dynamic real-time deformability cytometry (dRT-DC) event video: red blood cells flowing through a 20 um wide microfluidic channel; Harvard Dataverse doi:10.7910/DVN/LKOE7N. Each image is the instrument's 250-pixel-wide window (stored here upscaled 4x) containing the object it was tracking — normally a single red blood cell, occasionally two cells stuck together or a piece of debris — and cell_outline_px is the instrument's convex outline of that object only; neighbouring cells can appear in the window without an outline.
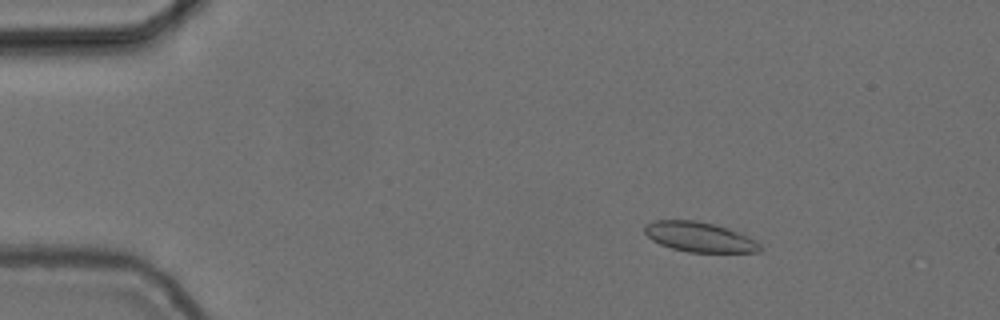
{"species": "common noctule bat (a hibernating species)", "species_latin": "Nyctalus noctula", "temperature_condition": "cold", "stored_images_in_passage": 38, "camera_frame_rate_fps": 3000, "um_per_image_px": 0.085, "animal": {"sex": "female", "body_mass_g": 24.6, "forearm_length_mm": 56.2}, "frame": {"image": 1, "passage_image": 4, "time_ms": 1.0, "image_size_px": [1000, 320], "cell_outline_px": [[760, 252], [688, 252], [672, 248], [660, 244], [652, 240], [644, 232], [644, 224], [656, 220], [696, 220], [728, 228], [740, 232], [756, 240], [760, 244]], "centroid_in_image_um": [59.45, 20.14], "position_along_channel_um": 25.6, "area_um2": 20.11}}
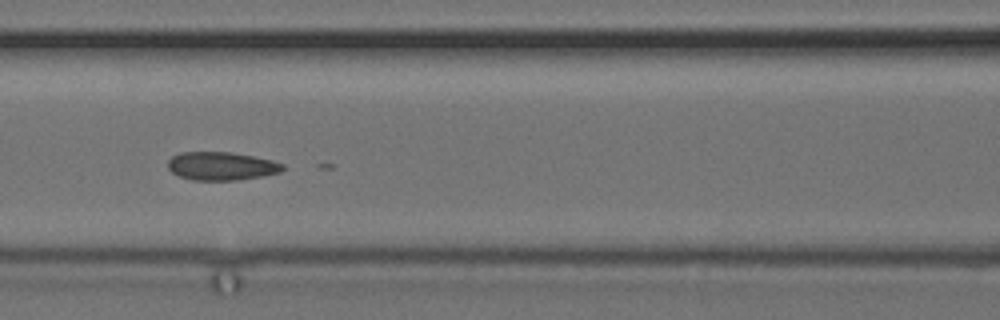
{"frame": {"image": 2, "passage_image": 20, "time_ms": 6.333, "image_size_px": [1000, 320], "cell_outline_px": [[284, 168], [280, 172], [264, 176], [236, 180], [192, 180], [180, 176], [172, 172], [168, 168], [168, 160], [172, 156], [180, 152], [232, 152], [272, 160], [284, 164]], "centroid_in_image_um": [18.82, 14.11], "position_along_channel_um": 147.8, "area_um2": 18.96}}
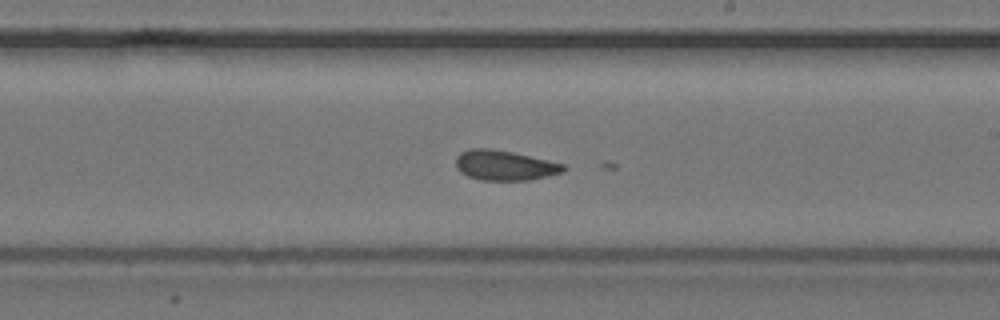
{"frame": {"image": 3, "passage_image": 28, "time_ms": 9.0, "image_size_px": [1000, 320], "cell_outline_px": [[568, 168], [564, 172], [548, 176], [528, 180], [480, 180], [468, 176], [460, 172], [456, 168], [456, 156], [460, 152], [468, 148], [492, 148], [512, 152], [548, 160], [564, 164]], "centroid_in_image_um": [42.88, 14.05], "position_along_channel_um": 246.1, "area_um2": 19.02}}